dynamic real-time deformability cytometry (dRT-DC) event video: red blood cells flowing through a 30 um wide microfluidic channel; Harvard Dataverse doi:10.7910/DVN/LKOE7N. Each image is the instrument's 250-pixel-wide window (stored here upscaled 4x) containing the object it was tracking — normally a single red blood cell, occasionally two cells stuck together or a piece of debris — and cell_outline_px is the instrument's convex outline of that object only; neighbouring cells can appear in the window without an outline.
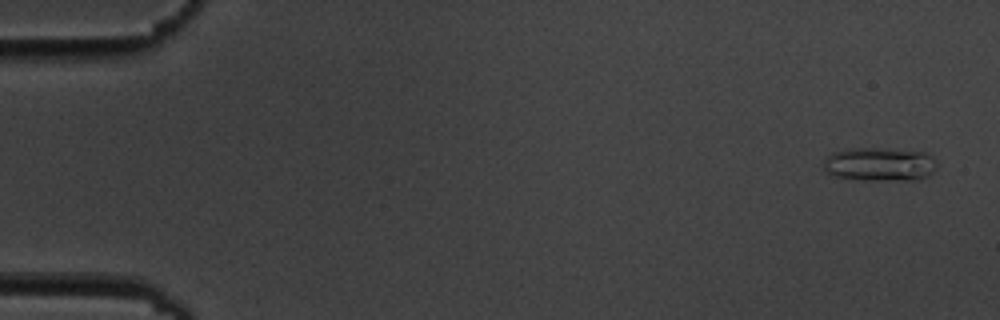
{"species": "common noctule bat (a hibernating species)", "species_latin": "Nyctalus noctula", "temperature_condition": "cold", "stored_images_in_passage": 11, "camera_frame_rate_fps": 3000, "um_per_image_px": 0.085, "animal": {"sex": "male", "body_mass_g": 19.5, "forearm_length_mm": 54.6}, "frame": {"image": 1, "passage_image": 1, "time_ms": 0.0, "image_size_px": [1000, 320], "cell_outline_px": [[936, 168], [928, 176], [916, 180], [864, 180], [832, 176], [824, 168], [824, 160], [832, 152], [856, 148], [880, 148], [924, 152], [932, 156], [936, 164]], "centroid_in_image_um": [74.78, 13.97], "position_along_channel_um": 10.2, "area_um2": 22.2}}
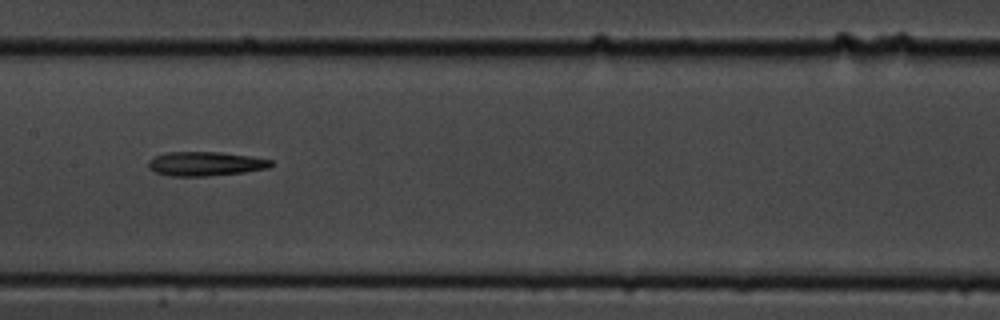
{"frame": {"image": 2, "passage_image": 8, "time_ms": 9.0, "image_size_px": [1000, 320], "cell_outline_px": [[272, 164], [268, 168], [244, 172], [208, 176], [172, 176], [156, 172], [148, 168], [148, 160], [156, 156], [168, 152], [220, 152], [248, 156], [272, 160]], "centroid_in_image_um": [17.44, 13.92], "position_along_channel_um": 190.0, "area_um2": 17.11}}
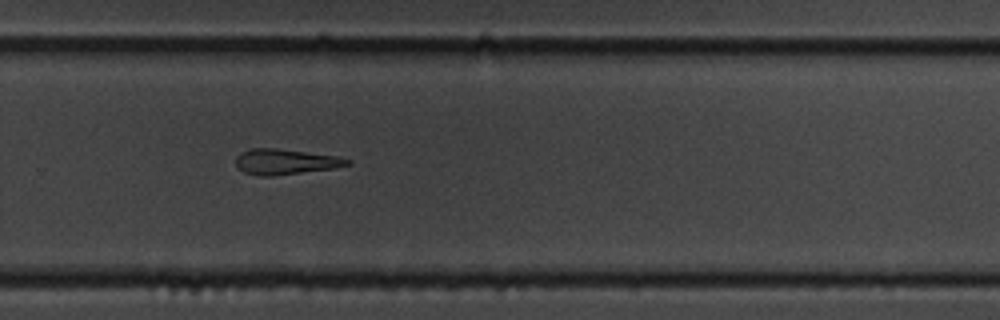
{"frame": {"image": 3, "passage_image": 11, "time_ms": 12.333, "image_size_px": [1000, 320], "cell_outline_px": [[352, 164], [332, 168], [272, 176], [256, 176], [244, 172], [236, 168], [236, 156], [240, 152], [252, 148], [280, 148], [336, 156], [352, 160]], "centroid_in_image_um": [24.21, 13.74], "position_along_channel_um": 305.6, "area_um2": 16.65}}